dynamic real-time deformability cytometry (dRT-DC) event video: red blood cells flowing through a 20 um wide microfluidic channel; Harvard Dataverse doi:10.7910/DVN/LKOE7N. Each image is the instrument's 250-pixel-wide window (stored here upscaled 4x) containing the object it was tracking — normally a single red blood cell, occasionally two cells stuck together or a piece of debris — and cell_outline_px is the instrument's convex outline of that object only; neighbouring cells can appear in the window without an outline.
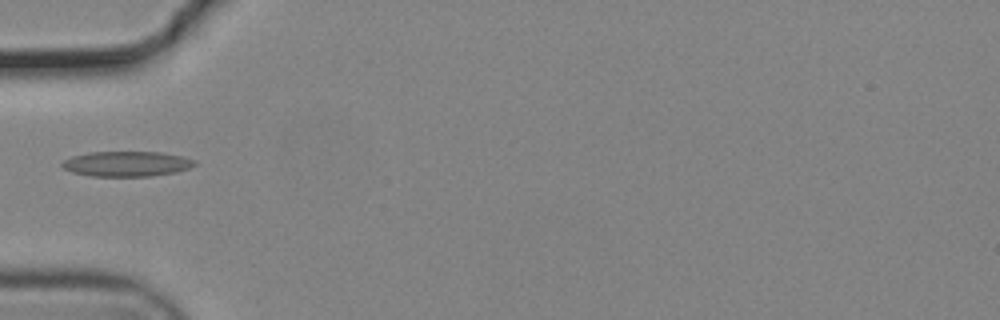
{"species": "common noctule bat (a hibernating species)", "species_latin": "Nyctalus noctula", "temperature_condition": "cold", "stored_images_in_passage": 37, "camera_frame_rate_fps": 3000, "um_per_image_px": 0.085, "animal": {"sex": "male", "body_mass_g": 19.2, "forearm_length_mm": 51.8}, "frame": {"image": 1, "passage_image": 1, "time_ms": 0.0, "image_size_px": [1000, 320], "cell_outline_px": [[196, 164], [188, 168], [176, 172], [152, 176], [92, 176], [72, 172], [64, 168], [60, 164], [64, 160], [72, 156], [88, 152], [160, 152], [184, 156], [196, 160]], "centroid_in_image_um": [10.78, 13.92], "position_along_channel_um": 74.2, "area_um2": 19.48}}
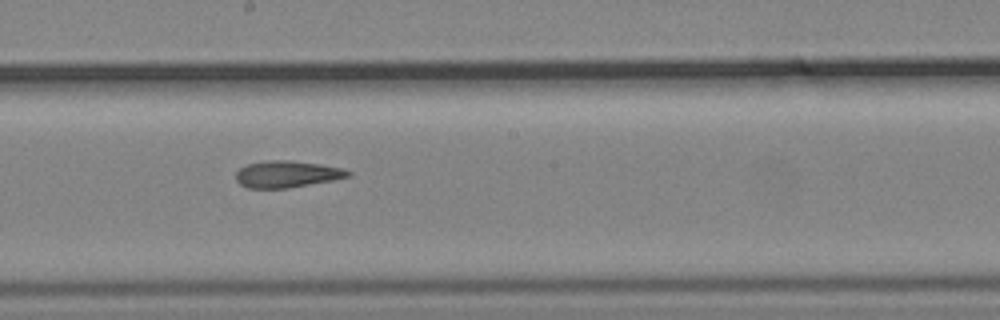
{"frame": {"image": 2, "passage_image": 13, "time_ms": 4.0, "image_size_px": [1000, 320], "cell_outline_px": [[352, 176], [332, 180], [288, 188], [248, 188], [240, 184], [236, 180], [236, 172], [240, 168], [248, 164], [268, 160], [292, 160], [320, 164], [344, 168], [352, 172]], "centroid_in_image_um": [24.42, 14.79], "position_along_channel_um": 223.8, "area_um2": 17.51}}
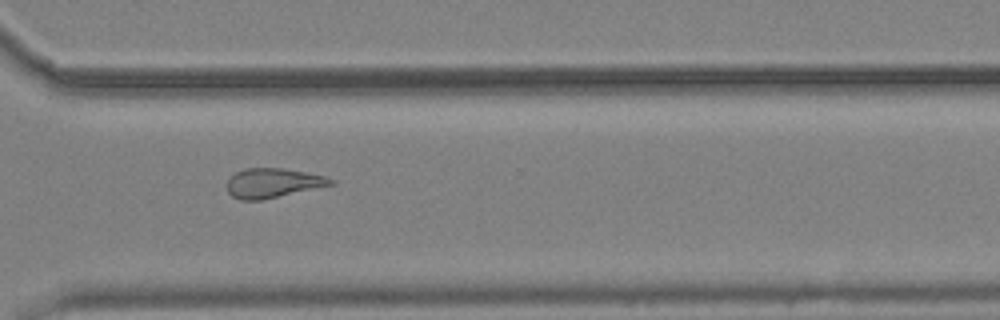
{"frame": {"image": 3, "passage_image": 23, "time_ms": 7.333, "image_size_px": [1000, 320], "cell_outline_px": [[336, 184], [264, 200], [240, 200], [232, 196], [228, 192], [228, 180], [236, 172], [244, 168], [284, 168], [324, 176], [336, 180]], "centroid_in_image_um": [23.23, 15.56], "position_along_channel_um": 347.4, "area_um2": 17.92}}